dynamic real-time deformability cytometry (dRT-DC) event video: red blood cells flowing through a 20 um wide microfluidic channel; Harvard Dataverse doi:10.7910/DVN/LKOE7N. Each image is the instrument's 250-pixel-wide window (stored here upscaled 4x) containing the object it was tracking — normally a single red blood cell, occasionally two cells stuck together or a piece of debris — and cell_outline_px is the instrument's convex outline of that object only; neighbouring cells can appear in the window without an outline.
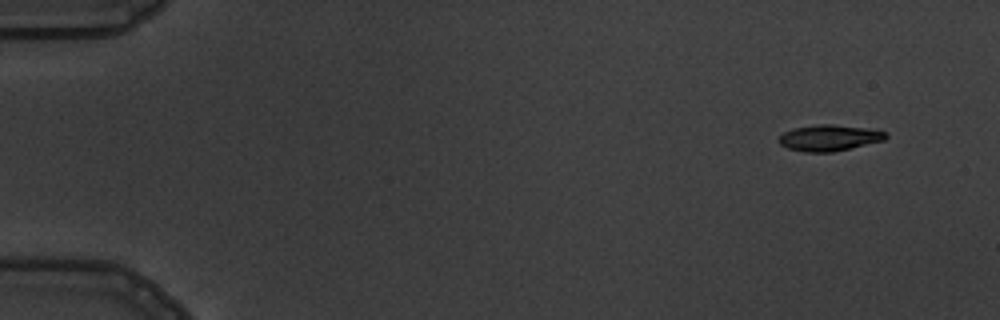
{"species": "common noctule bat (a hibernating species)", "species_latin": "Nyctalus noctula", "temperature_condition": "warm", "stored_images_in_passage": 5, "segment_of_instrument_passage": [2, 2], "camera_frame_rate_fps": 3000, "um_per_image_px": 0.085, "animal": {"sex": "male", "body_mass_g": 19.5, "forearm_length_mm": 54.6}, "frame": {"image": 1, "passage_image": 5, "time_ms": 5.0, "image_size_px": [1000, 320], "cell_outline_px": [[888, 136], [884, 140], [832, 152], [804, 152], [788, 148], [780, 144], [780, 136], [784, 132], [792, 128], [816, 124], [832, 124], [876, 128], [888, 132]], "centroid_in_image_um": [70.54, 11.69], "position_along_channel_um": 14.5, "area_um2": 16.47}}